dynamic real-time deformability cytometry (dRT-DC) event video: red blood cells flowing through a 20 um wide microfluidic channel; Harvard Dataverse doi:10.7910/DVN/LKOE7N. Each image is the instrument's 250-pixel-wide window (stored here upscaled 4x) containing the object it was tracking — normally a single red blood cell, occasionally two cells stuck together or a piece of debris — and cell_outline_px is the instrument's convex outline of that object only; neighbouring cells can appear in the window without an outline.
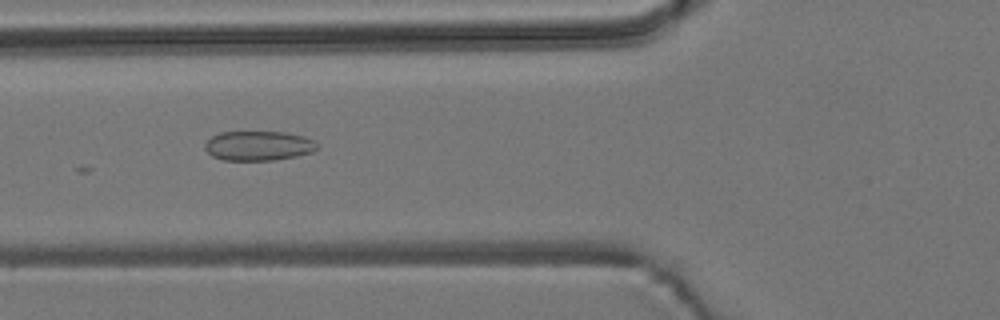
{"species": "common noctule bat (a hibernating species)", "species_latin": "Nyctalus noctula", "temperature_condition": "room temperature", "stored_images_in_passage": 8, "camera_frame_rate_fps": 3000, "um_per_image_px": 0.085, "animal": {"sex": "male", "body_mass_g": 19.2, "forearm_length_mm": 51.8}, "frame": {"image": 1, "passage_image": 5, "time_ms": 4.667, "image_size_px": [1000, 320], "cell_outline_px": [[316, 148], [312, 152], [296, 156], [272, 160], [224, 160], [212, 156], [204, 148], [204, 144], [212, 136], [220, 132], [288, 132], [304, 136], [312, 140], [316, 144]], "centroid_in_image_um": [21.94, 12.38], "position_along_channel_um": 103.9, "area_um2": 19.25}}
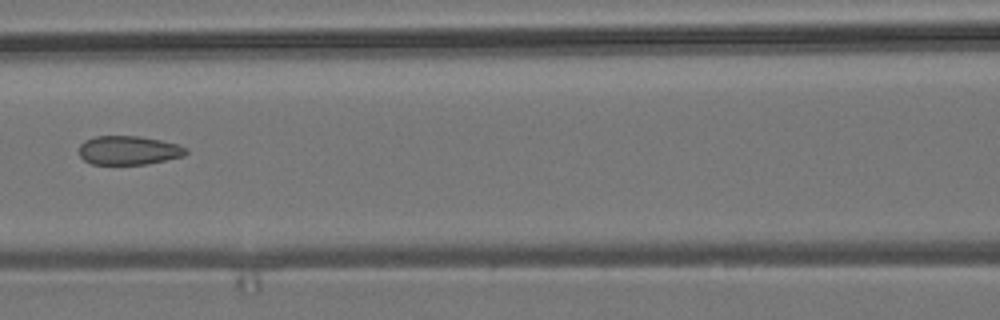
{"frame": {"image": 2, "passage_image": 6, "time_ms": 6.0, "image_size_px": [1000, 320], "cell_outline_px": [[188, 152], [184, 156], [148, 164], [92, 164], [84, 160], [80, 156], [80, 144], [84, 140], [96, 136], [140, 136], [160, 140], [176, 144], [188, 148]], "centroid_in_image_um": [10.94, 12.78], "position_along_channel_um": 155.7, "area_um2": 18.03}}
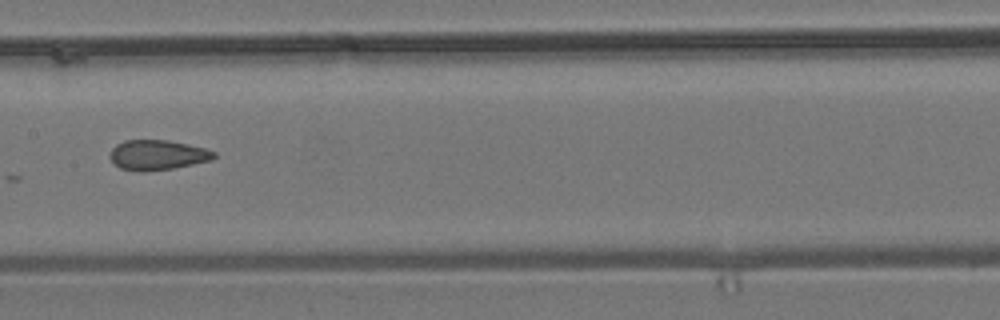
{"frame": {"image": 3, "passage_image": 7, "time_ms": 7.0, "image_size_px": [1000, 320], "cell_outline_px": [[216, 156], [212, 160], [172, 168], [144, 172], [120, 168], [108, 156], [112, 148], [116, 144], [124, 140], [168, 140], [188, 144], [204, 148], [216, 152]], "centroid_in_image_um": [13.38, 13.16], "position_along_channel_um": 194.0, "area_um2": 18.15}}